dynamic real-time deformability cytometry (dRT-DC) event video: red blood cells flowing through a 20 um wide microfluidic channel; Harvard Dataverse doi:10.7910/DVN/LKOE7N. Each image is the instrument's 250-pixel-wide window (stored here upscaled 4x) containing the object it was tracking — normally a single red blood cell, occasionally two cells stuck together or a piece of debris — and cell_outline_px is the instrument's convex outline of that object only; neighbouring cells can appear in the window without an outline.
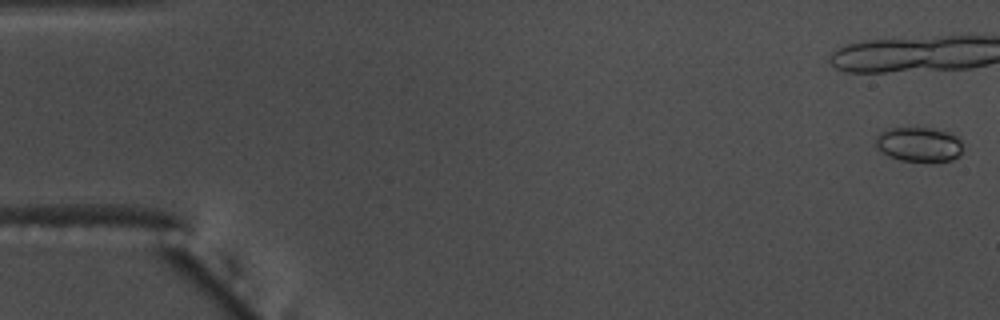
{"species": "common noctule bat (a hibernating species)", "species_latin": "Nyctalus noctula", "temperature_condition": "warm", "stored_images_in_passage": 20, "camera_frame_rate_fps": 3000, "um_per_image_px": 0.085, "animal": {"sex": "male", "body_mass_g": 17.5, "forearm_length_mm": 52.3}, "frame": {"image": 1, "passage_image": 1, "time_ms": 0.0, "image_size_px": [1000, 320], "cell_outline_px": [[960, 156], [952, 160], [900, 160], [888, 156], [876, 148], [876, 136], [880, 132], [892, 128], [932, 128], [948, 132], [956, 136], [960, 140]], "centroid_in_image_um": [78.08, 12.26], "position_along_channel_um": 6.9, "area_um2": 17.22}}